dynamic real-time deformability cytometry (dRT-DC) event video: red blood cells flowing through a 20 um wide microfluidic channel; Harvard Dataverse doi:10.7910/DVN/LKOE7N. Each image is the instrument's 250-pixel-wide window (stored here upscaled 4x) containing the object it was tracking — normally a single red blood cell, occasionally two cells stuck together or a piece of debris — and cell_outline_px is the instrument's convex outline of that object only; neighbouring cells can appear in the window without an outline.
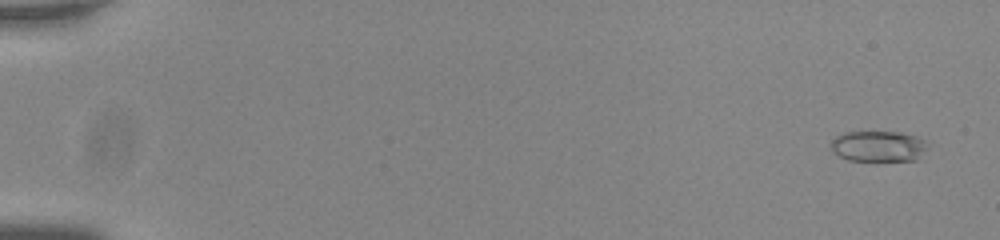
{"species": "common noctule bat (a hibernating species)", "species_latin": "Nyctalus noctula", "temperature_condition": "room temperature", "stored_images_in_passage": 15, "camera_frame_rate_fps": 3000, "um_per_image_px": 0.085, "animal": {"sex": "male", "body_mass_g": 20.0, "forearm_length_mm": 53.3}, "frame": {"image": 1, "passage_image": 3, "time_ms": 0.667, "image_size_px": [1000, 240], "cell_outline_px": [[928, 148], [920, 160], [848, 160], [832, 152], [832, 140], [836, 136], [844, 132], [900, 132], [916, 136], [924, 140]], "centroid_in_image_um": [74.7, 12.43], "position_along_channel_um": 10.3, "area_um2": 17.4}}